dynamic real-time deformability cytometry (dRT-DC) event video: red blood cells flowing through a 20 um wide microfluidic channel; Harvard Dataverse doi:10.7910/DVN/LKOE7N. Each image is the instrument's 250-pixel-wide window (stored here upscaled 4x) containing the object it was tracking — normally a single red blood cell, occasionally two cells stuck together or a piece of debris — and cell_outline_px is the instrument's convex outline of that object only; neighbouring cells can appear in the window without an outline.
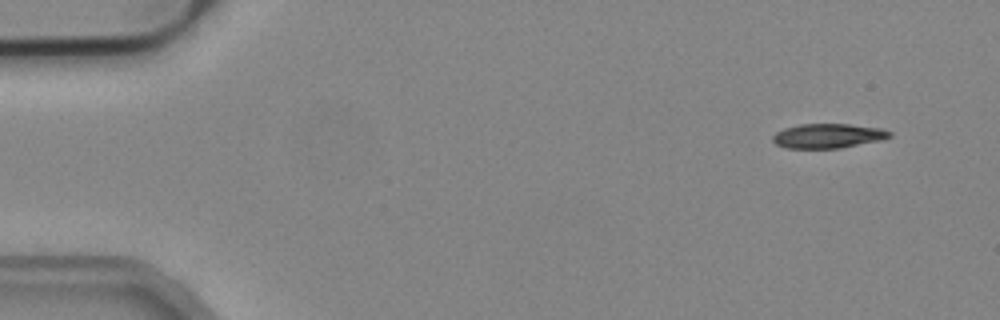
{"species": "common noctule bat (a hibernating species)", "species_latin": "Nyctalus noctula", "temperature_condition": "cold", "stored_images_in_passage": 4, "camera_frame_rate_fps": 3000, "um_per_image_px": 0.085, "animal": {"sex": "male", "body_mass_g": 19.2, "forearm_length_mm": 51.8}, "frame": {"image": 1, "passage_image": 1, "time_ms": 0.0, "image_size_px": [1000, 320], "cell_outline_px": [[892, 136], [880, 140], [840, 148], [788, 148], [776, 144], [772, 140], [772, 136], [776, 132], [784, 128], [800, 124], [848, 124], [880, 128], [892, 132]], "centroid_in_image_um": [70.37, 11.54], "position_along_channel_um": 14.6, "area_um2": 16.59}}
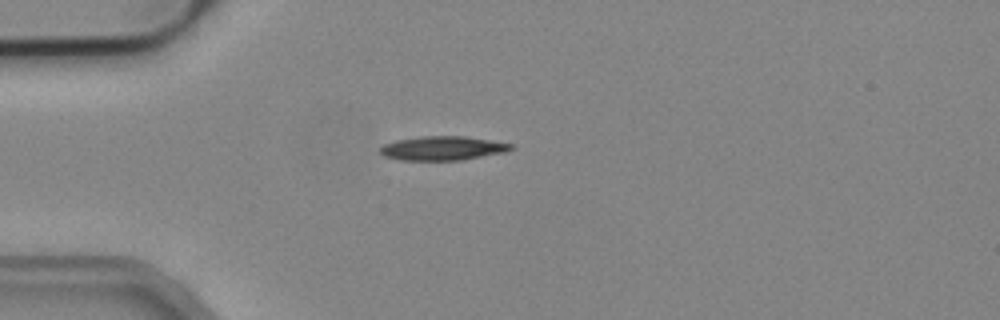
{"frame": {"image": 2, "passage_image": 4, "time_ms": 1.0, "image_size_px": [1000, 320], "cell_outline_px": [[516, 148], [504, 152], [460, 160], [400, 160], [384, 156], [380, 152], [380, 148], [384, 144], [396, 140], [420, 136], [464, 136], [512, 144]], "centroid_in_image_um": [37.6, 12.6], "position_along_channel_um": 47.4, "area_um2": 18.21}}